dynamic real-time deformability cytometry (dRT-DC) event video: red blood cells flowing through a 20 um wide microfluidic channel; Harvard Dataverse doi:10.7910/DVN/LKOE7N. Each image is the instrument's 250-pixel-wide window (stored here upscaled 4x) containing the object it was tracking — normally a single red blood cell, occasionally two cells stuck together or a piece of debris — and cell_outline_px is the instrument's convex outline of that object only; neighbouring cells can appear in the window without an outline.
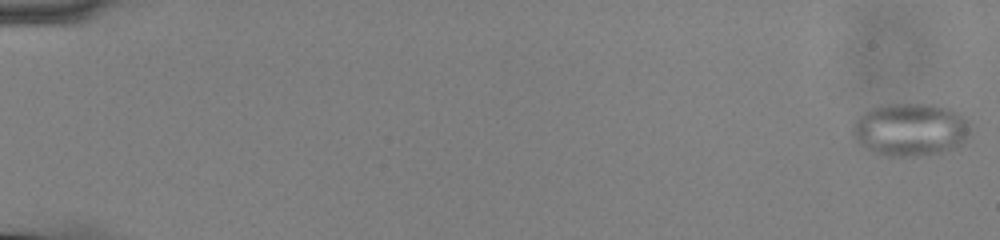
{"species": "common noctule bat (a hibernating species)", "species_latin": "Nyctalus noctula", "temperature_condition": "cold", "stored_images_in_passage": 16, "camera_frame_rate_fps": 3000, "um_per_image_px": 0.085, "animal": {"sex": "male", "body_mass_g": 13.0, "forearm_length_mm": 53.1}, "frame": {"image": 1, "passage_image": 1, "time_ms": 0.0, "image_size_px": [1000, 240], "cell_outline_px": [[968, 132], [964, 144], [956, 148], [940, 152], [916, 156], [880, 156], [860, 144], [852, 136], [852, 124], [864, 112], [880, 104], [932, 104], [952, 108], [960, 112], [968, 120]], "centroid_in_image_um": [77.38, 11.01], "position_along_channel_um": 7.6, "area_um2": 36.65}}